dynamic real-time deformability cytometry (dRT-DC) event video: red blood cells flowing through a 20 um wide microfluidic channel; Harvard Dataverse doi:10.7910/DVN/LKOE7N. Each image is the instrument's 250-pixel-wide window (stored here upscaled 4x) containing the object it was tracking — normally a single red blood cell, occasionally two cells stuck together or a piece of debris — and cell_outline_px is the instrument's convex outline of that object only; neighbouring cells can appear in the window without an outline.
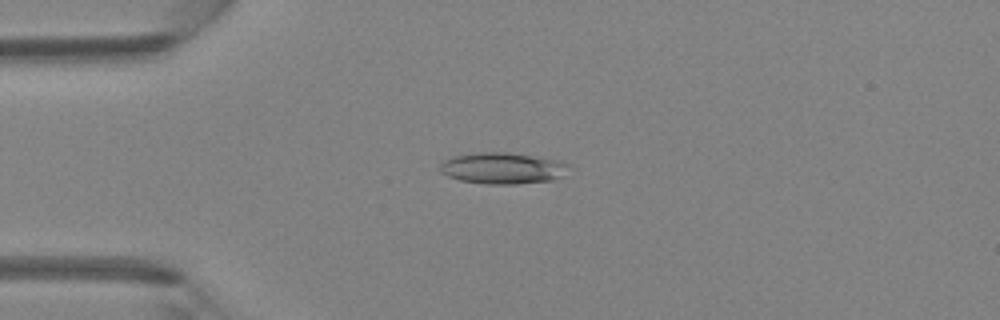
{"species": "Egyptian fruit bat (a non-hibernating species)", "species_latin": "Rousettus aegyptiacus", "temperature_condition": "room temperature", "stored_images_in_passage": 42, "camera_frame_rate_fps": 3000, "um_per_image_px": 0.085, "animal": {"sex": "female"}, "frame": {"image": 1, "passage_image": 7, "time_ms": 2.0, "image_size_px": [1000, 320], "cell_outline_px": [[572, 164], [552, 180], [516, 184], [488, 184], [460, 180], [448, 176], [440, 172], [440, 164], [444, 160], [452, 156], [476, 152], [508, 152], [556, 160]], "centroid_in_image_um": [42.64, 14.29], "position_along_channel_um": 42.4, "area_um2": 23.24}}
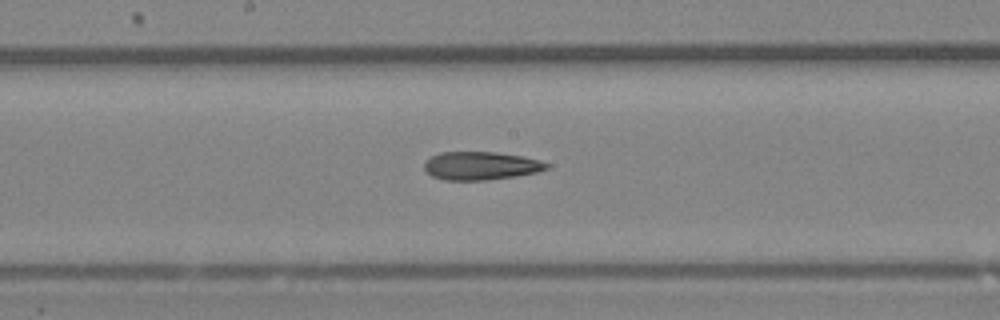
{"frame": {"image": 2, "passage_image": 20, "time_ms": 6.333, "image_size_px": [1000, 320], "cell_outline_px": [[548, 168], [536, 172], [516, 176], [484, 180], [444, 180], [432, 176], [424, 168], [424, 164], [432, 156], [440, 152], [496, 152], [524, 156], [540, 160], [548, 164]], "centroid_in_image_um": [40.87, 14.08], "position_along_channel_um": 207.3, "area_um2": 20.0}}
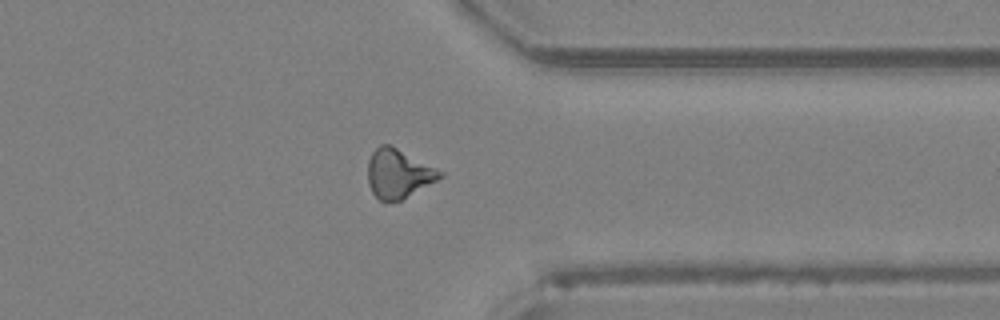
{"frame": {"image": 3, "passage_image": 32, "time_ms": 10.333, "image_size_px": [1000, 320], "cell_outline_px": [[444, 176], [400, 200], [384, 204], [372, 192], [368, 184], [368, 160], [372, 152], [380, 144], [388, 144], [444, 172]], "centroid_in_image_um": [33.83, 14.78], "position_along_channel_um": 377.6, "area_um2": 20.4}}